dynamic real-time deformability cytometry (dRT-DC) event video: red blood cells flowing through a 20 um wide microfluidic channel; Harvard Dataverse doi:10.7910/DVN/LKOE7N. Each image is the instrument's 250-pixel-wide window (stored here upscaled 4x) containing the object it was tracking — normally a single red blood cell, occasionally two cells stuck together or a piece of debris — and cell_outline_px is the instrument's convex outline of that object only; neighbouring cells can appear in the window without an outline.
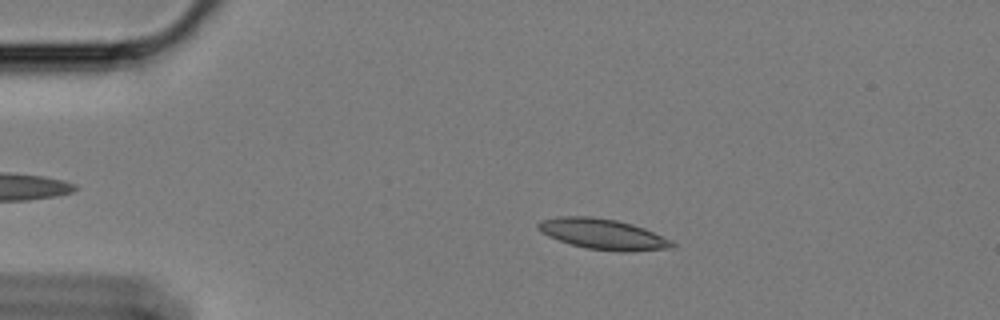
{"species": "Egyptian fruit bat (a non-hibernating species)", "species_latin": "Rousettus aegyptiacus", "temperature_condition": "cold", "stored_images_in_passage": 50, "camera_frame_rate_fps": 3000, "um_per_image_px": 0.085, "animal": {"sex": "female"}, "frame": {"image": 1, "passage_image": 11, "time_ms": 3.333, "image_size_px": [1000, 320], "cell_outline_px": [[676, 248], [624, 252], [620, 252], [588, 248], [572, 244], [548, 236], [540, 232], [536, 228], [536, 224], [540, 220], [560, 216], [588, 216], [616, 220], [632, 224], [644, 228], [672, 240], [676, 244]], "centroid_in_image_um": [51.26, 19.9], "position_along_channel_um": 33.7, "area_um2": 23.93}}
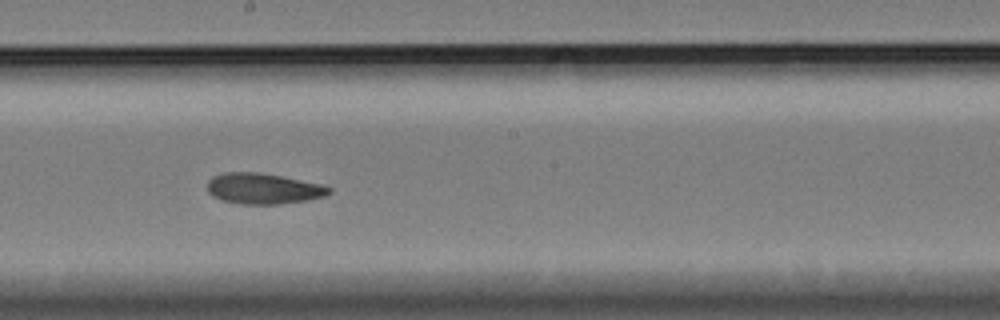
{"frame": {"image": 2, "passage_image": 32, "time_ms": 10.333, "image_size_px": [1000, 320], "cell_outline_px": [[332, 192], [328, 196], [308, 200], [280, 204], [240, 204], [220, 200], [212, 196], [208, 192], [208, 180], [212, 176], [224, 172], [260, 172], [324, 184], [332, 188]], "centroid_in_image_um": [22.41, 16.03], "position_along_channel_um": 225.8, "area_um2": 22.25}}
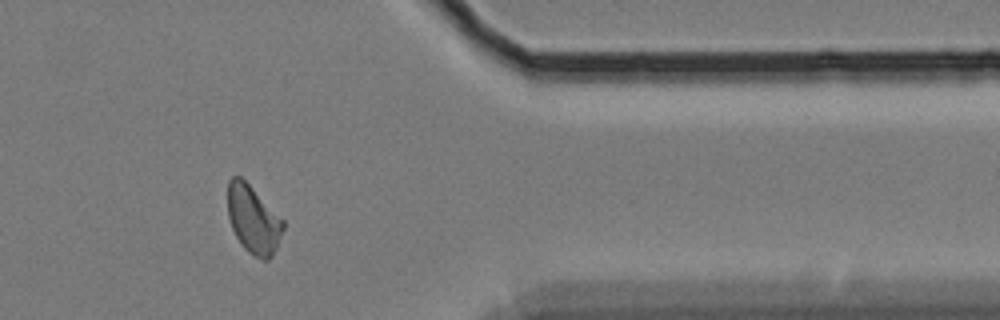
{"frame": {"image": 3, "passage_image": 48, "time_ms": 15.667, "image_size_px": [1000, 320], "cell_outline_px": [[284, 228], [276, 248], [272, 256], [268, 260], [264, 260], [252, 256], [240, 244], [232, 228], [228, 216], [228, 180], [232, 176], [240, 176], [284, 220]], "centroid_in_image_um": [21.52, 18.68], "position_along_channel_um": 389.9, "area_um2": 21.85}, "authors_computed_cell_mechanics": {"area_um2": 22.3108, "velocity_mm_per_s": 3.3857, "shape_relaxation_time_tau1_ms": null, "shape_relaxation_time_tau2_ms": 4.942, "deformation_change_tau1": null, "deformation_change_tau2": 0.1147}}